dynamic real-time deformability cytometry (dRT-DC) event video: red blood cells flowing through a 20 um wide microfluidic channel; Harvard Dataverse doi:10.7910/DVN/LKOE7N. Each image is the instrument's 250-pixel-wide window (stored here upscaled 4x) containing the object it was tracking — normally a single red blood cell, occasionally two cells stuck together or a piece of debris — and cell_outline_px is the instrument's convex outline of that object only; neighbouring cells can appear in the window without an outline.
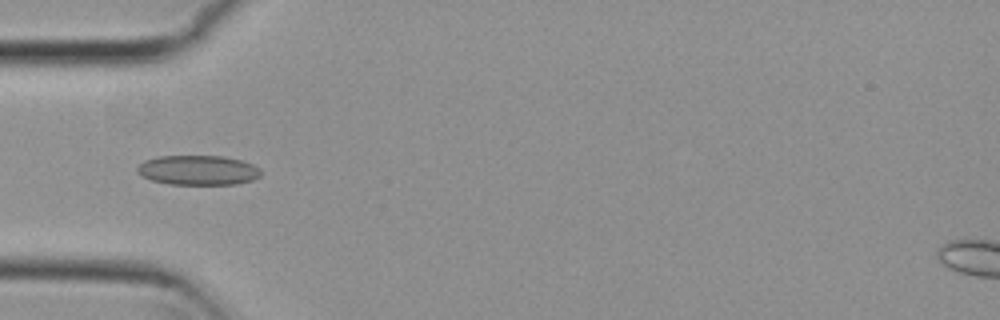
{"species": "common noctule bat (a hibernating species)", "species_latin": "Nyctalus noctula", "temperature_condition": "cold", "stored_images_in_passage": 7, "camera_frame_rate_fps": 3000, "um_per_image_px": 0.085, "animal": {"sex": "female", "body_mass_g": 29.2, "forearm_length_mm": 56.3}, "frame": {"image": 1, "passage_image": 5, "time_ms": 1.333, "image_size_px": [1000, 320], "cell_outline_px": [[260, 176], [252, 180], [236, 184], [168, 184], [152, 180], [140, 176], [136, 172], [136, 168], [144, 160], [160, 156], [224, 156], [240, 160], [252, 164], [260, 168]], "centroid_in_image_um": [16.8, 14.46], "position_along_channel_um": 68.2, "area_um2": 21.44}}
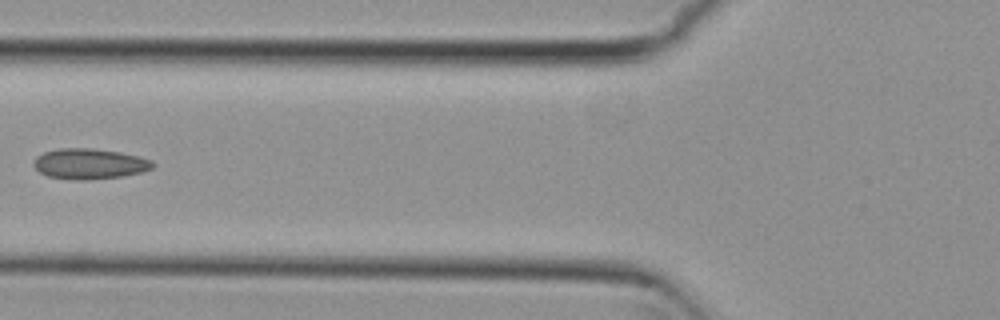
{"frame": {"image": 2, "passage_image": 6, "time_ms": 1.667, "image_size_px": [1000, 320], "cell_outline_px": [[156, 164], [152, 168], [140, 172], [120, 176], [84, 180], [76, 180], [48, 176], [40, 172], [32, 164], [36, 156], [44, 152], [56, 148], [92, 148], [120, 152], [140, 156], [152, 160]], "centroid_in_image_um": [7.6, 13.91], "position_along_channel_um": 118.2, "area_um2": 21.15}}
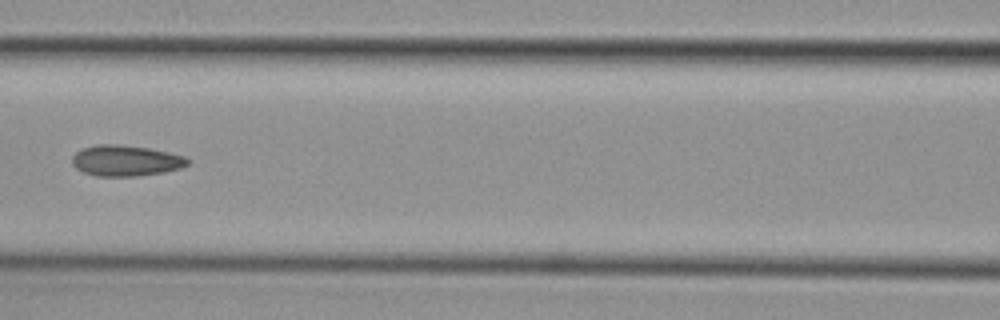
{"frame": {"image": 3, "passage_image": 7, "time_ms": 2.0, "image_size_px": [1000, 320], "cell_outline_px": [[192, 160], [188, 164], [180, 168], [164, 172], [136, 176], [96, 176], [84, 172], [76, 168], [72, 164], [72, 156], [76, 152], [84, 148], [96, 144], [116, 144], [148, 148], [168, 152], [184, 156]], "centroid_in_image_um": [10.69, 13.65], "position_along_channel_um": 155.9, "area_um2": 20.75}}